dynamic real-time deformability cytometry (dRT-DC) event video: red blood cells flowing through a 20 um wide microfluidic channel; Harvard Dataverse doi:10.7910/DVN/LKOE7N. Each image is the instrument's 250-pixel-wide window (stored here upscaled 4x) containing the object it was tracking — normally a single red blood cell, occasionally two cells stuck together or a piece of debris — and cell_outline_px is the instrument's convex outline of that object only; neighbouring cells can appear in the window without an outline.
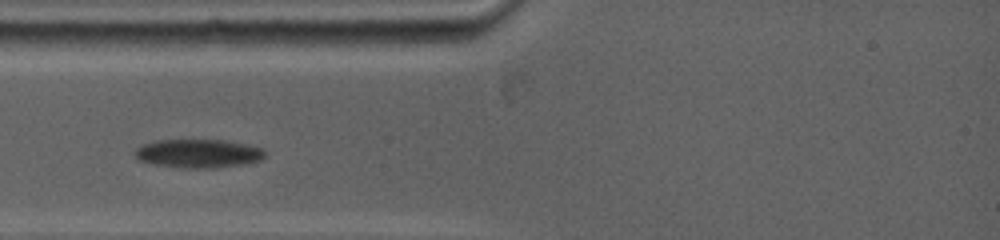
{"species": "common noctule bat (a hibernating species)", "species_latin": "Nyctalus noctula", "temperature_condition": "warm", "stored_images_in_passage": 5, "camera_frame_rate_fps": 5000, "um_per_image_px": 0.085, "animal": {"sex": "female", "body_mass_g": 19.0, "forearm_length_mm": 53.3}, "frame": {"image": 1, "passage_image": 3, "time_ms": 2.0, "image_size_px": [1000, 240], "cell_outline_px": [[264, 156], [260, 160], [240, 164], [216, 168], [180, 168], [156, 164], [140, 160], [136, 156], [136, 148], [144, 144], [156, 140], [220, 140], [260, 148], [264, 152]], "centroid_in_image_um": [16.81, 13.05], "position_along_channel_um": 68.2, "area_um2": 21.1}}
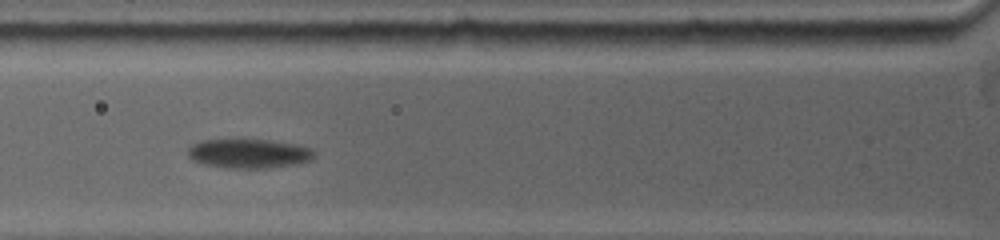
{"frame": {"image": 2, "passage_image": 4, "time_ms": 3.0, "image_size_px": [1000, 240], "cell_outline_px": [[312, 156], [308, 160], [296, 164], [264, 168], [232, 168], [204, 164], [196, 160], [188, 152], [188, 148], [204, 140], [268, 140], [292, 144], [308, 148], [312, 152]], "centroid_in_image_um": [21.14, 13.05], "position_along_channel_um": 104.7, "area_um2": 20.58}}
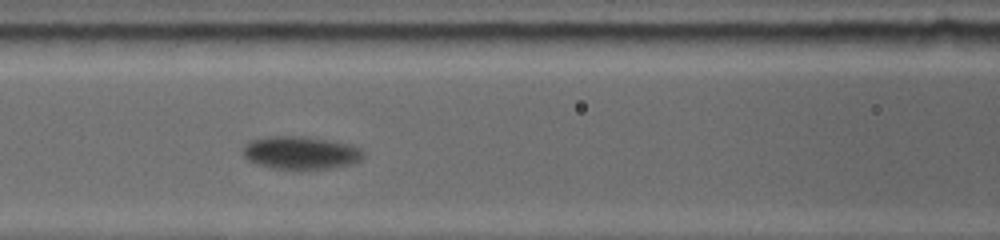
{"frame": {"image": 3, "passage_image": 5, "time_ms": 4.0, "image_size_px": [1000, 240], "cell_outline_px": [[360, 160], [352, 164], [332, 168], [272, 168], [256, 164], [248, 160], [244, 156], [244, 148], [252, 140], [268, 136], [304, 136], [344, 144], [360, 148]], "centroid_in_image_um": [25.5, 12.99], "position_along_channel_um": 141.1, "area_um2": 22.31}}